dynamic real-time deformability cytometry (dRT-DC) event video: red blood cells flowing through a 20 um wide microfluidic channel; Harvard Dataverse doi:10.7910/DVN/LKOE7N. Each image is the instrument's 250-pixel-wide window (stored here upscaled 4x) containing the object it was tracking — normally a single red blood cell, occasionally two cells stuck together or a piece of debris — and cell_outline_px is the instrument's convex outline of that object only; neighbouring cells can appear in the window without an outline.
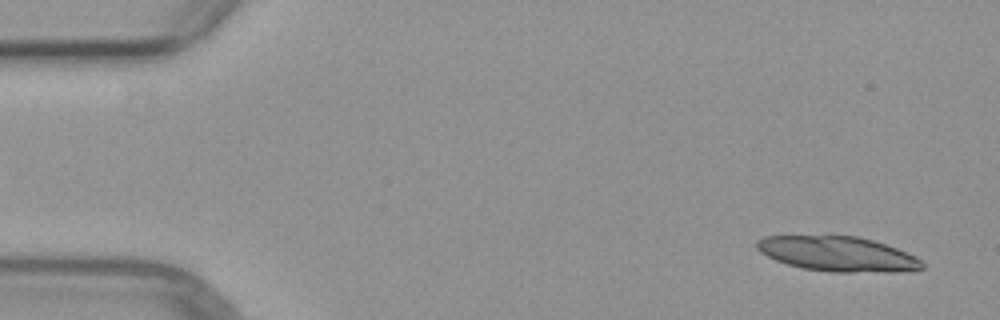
{"species": "common noctule bat (a hibernating species)", "species_latin": "Nyctalus noctula", "temperature_condition": "warm", "stored_images_in_passage": 4, "camera_frame_rate_fps": 3000, "um_per_image_px": 0.085, "animal": {"sex": "female", "body_mass_g": 29.2, "forearm_length_mm": 56.3}, "frame": {"image": 1, "passage_image": 4, "time_ms": 4.333, "image_size_px": [1000, 320], "cell_outline_px": [[924, 268], [896, 272], [832, 272], [800, 268], [776, 260], [760, 252], [756, 248], [756, 240], [764, 236], [856, 236], [872, 240], [896, 248], [916, 256], [924, 264]], "centroid_in_image_um": [71.19, 21.59], "position_along_channel_um": 13.8, "area_um2": 33.52}}